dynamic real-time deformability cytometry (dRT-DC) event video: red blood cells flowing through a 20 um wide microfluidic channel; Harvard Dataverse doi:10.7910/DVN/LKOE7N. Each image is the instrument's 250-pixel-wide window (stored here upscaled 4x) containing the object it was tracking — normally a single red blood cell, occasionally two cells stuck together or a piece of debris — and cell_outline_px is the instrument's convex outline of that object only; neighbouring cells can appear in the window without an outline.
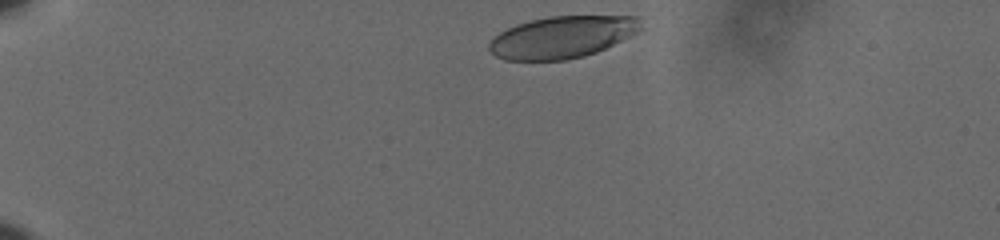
{"species": "human", "species_latin": "Homo sapiens", "temperature_condition": "cold", "stored_images_in_passage": 40, "camera_frame_rate_fps": 3000, "um_per_image_px": 0.085, "donor": {"sex": "male"}, "frame": {"image": 1, "passage_image": 2, "time_ms": 0.333, "image_size_px": [1000, 240], "cell_outline_px": [[640, 28], [636, 32], [596, 52], [584, 56], [564, 60], [504, 60], [496, 56], [488, 48], [488, 44], [492, 36], [516, 24], [548, 16], [640, 16]], "centroid_in_image_um": [47.72, 3.15], "position_along_channel_um": 37.3, "area_um2": 36.82}}
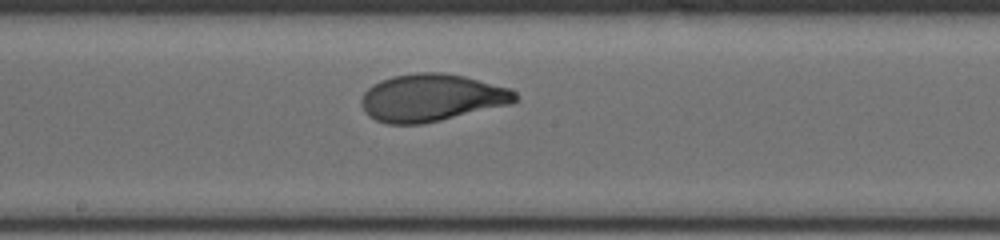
{"frame": {"image": 2, "passage_image": 23, "time_ms": 7.333, "image_size_px": [1000, 240], "cell_outline_px": [[516, 100], [512, 104], [424, 124], [388, 124], [376, 120], [368, 116], [364, 112], [360, 100], [364, 92], [372, 84], [380, 80], [392, 76], [416, 72], [444, 72], [464, 76], [508, 88], [516, 92]], "centroid_in_image_um": [36.65, 8.31], "position_along_channel_um": 211.6, "area_um2": 42.71}}
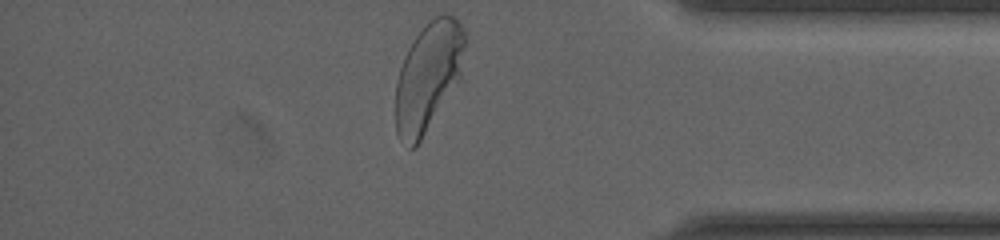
{"frame": {"image": 3, "passage_image": 40, "time_ms": 13.0, "image_size_px": [1000, 240], "cell_outline_px": [[468, 40], [460, 76], [416, 148], [408, 148], [400, 140], [396, 132], [396, 84], [400, 68], [404, 56], [408, 48], [416, 36], [436, 16], [444, 12], [452, 16], [460, 24]], "centroid_in_image_um": [36.4, 6.51], "position_along_channel_um": 398.8, "area_um2": 43.47}, "authors_computed_cell_mechanics": {"area_um2": 41.6738, "velocity_mm_per_s": 3.5986, "shape_relaxation_time_tau1_ms": 3.2459, "shape_relaxation_time_tau2_ms": null, "deformation_change_tau1": 0.1827, "deformation_change_tau2": null}}